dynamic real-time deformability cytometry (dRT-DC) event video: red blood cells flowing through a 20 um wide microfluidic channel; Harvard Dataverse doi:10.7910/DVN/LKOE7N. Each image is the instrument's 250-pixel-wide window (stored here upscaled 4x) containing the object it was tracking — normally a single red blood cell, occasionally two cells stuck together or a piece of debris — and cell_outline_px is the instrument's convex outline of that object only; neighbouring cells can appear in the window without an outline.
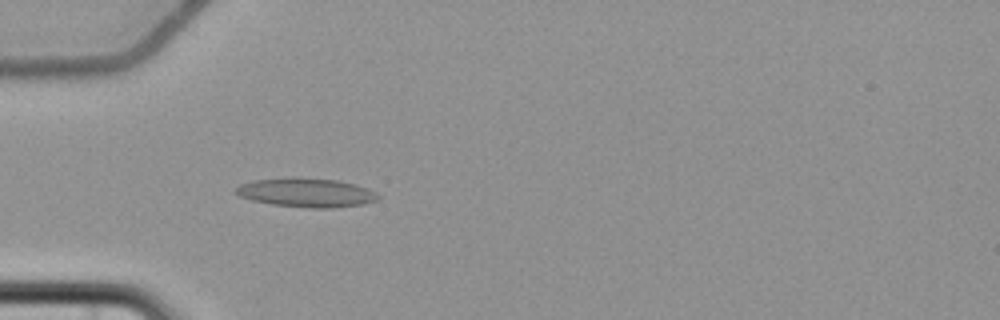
{"species": "common noctule bat (a hibernating species)", "species_latin": "Nyctalus noctula", "temperature_condition": "cold", "stored_images_in_passage": 4, "camera_frame_rate_fps": 3000, "um_per_image_px": 0.085, "animal": {"sex": "female", "body_mass_g": 22.7, "forearm_length_mm": 54.2}, "frame": {"image": 1, "passage_image": 4, "time_ms": 6.0, "image_size_px": [1000, 320], "cell_outline_px": [[380, 200], [364, 204], [332, 208], [308, 208], [272, 204], [252, 200], [240, 196], [232, 192], [240, 184], [256, 180], [292, 176], [340, 180], [356, 184], [368, 188], [376, 192], [380, 196]], "centroid_in_image_um": [26.07, 16.36], "position_along_channel_um": 58.9, "area_um2": 24.51}}